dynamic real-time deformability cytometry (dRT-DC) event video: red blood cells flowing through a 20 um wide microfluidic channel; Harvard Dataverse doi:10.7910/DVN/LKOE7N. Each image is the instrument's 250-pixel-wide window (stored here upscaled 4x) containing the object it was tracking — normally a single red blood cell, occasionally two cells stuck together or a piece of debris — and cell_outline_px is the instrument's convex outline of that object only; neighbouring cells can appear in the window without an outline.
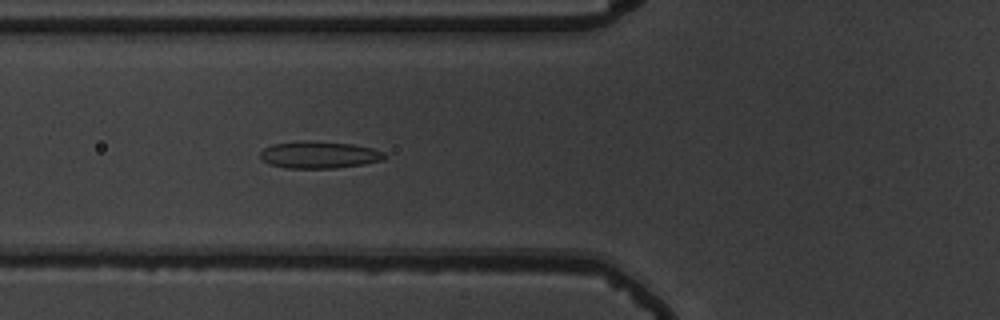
{"species": "common noctule bat (a hibernating species)", "species_latin": "Nyctalus noctula", "temperature_condition": "warm", "stored_images_in_passage": 49, "camera_frame_rate_fps": 3000, "um_per_image_px": 0.085, "animal": {"sex": "male", "body_mass_g": 19.5, "forearm_length_mm": 54.6}, "frame": {"image": 1, "passage_image": 15, "time_ms": 4.667, "image_size_px": [1000, 320], "cell_outline_px": [[388, 156], [384, 160], [364, 164], [336, 168], [284, 168], [268, 164], [260, 160], [260, 152], [264, 148], [272, 144], [300, 140], [352, 144], [372, 148], [384, 152]], "centroid_in_image_um": [27.11, 13.16], "position_along_channel_um": 98.7, "area_um2": 19.83}}
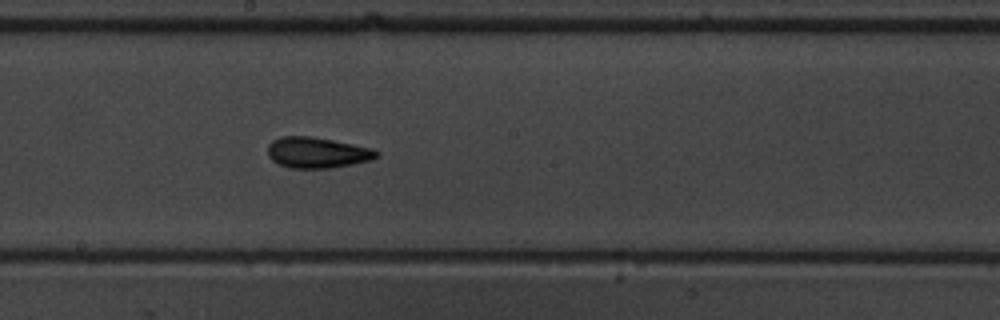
{"frame": {"image": 2, "passage_image": 25, "time_ms": 8.0, "image_size_px": [1000, 320], "cell_outline_px": [[380, 156], [372, 160], [332, 168], [288, 168], [272, 160], [268, 156], [268, 144], [272, 140], [280, 136], [312, 136], [372, 148], [380, 152]], "centroid_in_image_um": [26.97, 12.97], "position_along_channel_um": 221.2, "area_um2": 19.71}}
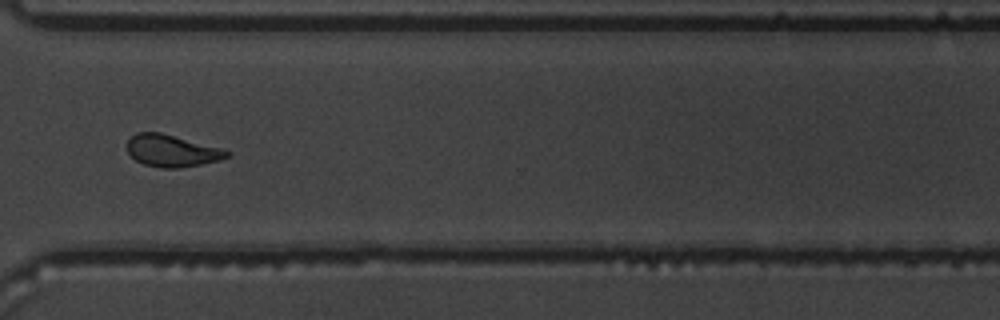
{"frame": {"image": 3, "passage_image": 36, "time_ms": 11.667, "image_size_px": [1000, 320], "cell_outline_px": [[232, 152], [228, 156], [220, 160], [180, 168], [160, 168], [144, 164], [136, 160], [128, 152], [128, 140], [136, 132], [160, 132], [224, 148]], "centroid_in_image_um": [14.64, 12.81], "position_along_channel_um": 356.0, "area_um2": 18.67}, "authors_computed_cell_mechanics": {"area_um2": 19.074, "velocity_mm_per_s": 3.6713, "shape_relaxation_time_tau1_ms": 5.3113, "shape_relaxation_time_tau2_ms": 2.0228, "deformation_change_tau1": 0.1623, "deformation_change_tau2": 0.0853}}